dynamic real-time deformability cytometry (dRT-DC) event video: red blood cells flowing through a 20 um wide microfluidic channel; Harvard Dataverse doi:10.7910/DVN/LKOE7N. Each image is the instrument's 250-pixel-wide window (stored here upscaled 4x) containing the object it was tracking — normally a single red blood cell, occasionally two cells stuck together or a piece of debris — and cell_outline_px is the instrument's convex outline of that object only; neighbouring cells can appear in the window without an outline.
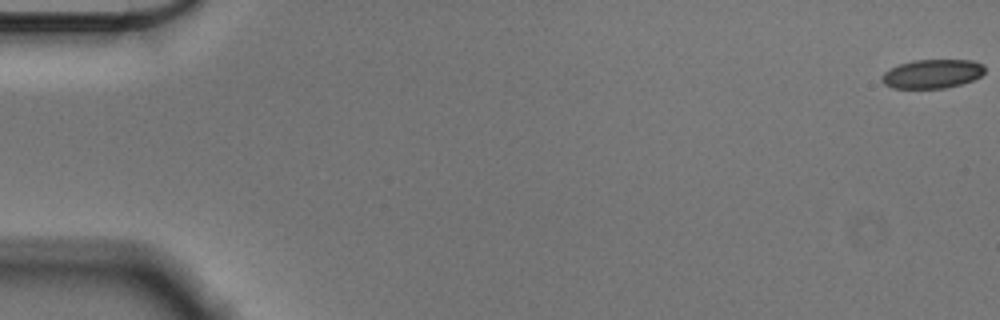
{"species": "Egyptian fruit bat (a non-hibernating species)", "species_latin": "Rousettus aegyptiacus", "temperature_condition": "cold", "stored_images_in_passage": 57, "camera_frame_rate_fps": 3000, "um_per_image_px": 0.085, "animal": {"sex": "male"}, "frame": {"image": 1, "passage_image": 1, "time_ms": 0.0, "image_size_px": [1000, 320], "cell_outline_px": [[984, 72], [980, 76], [972, 80], [960, 84], [944, 88], [892, 88], [884, 84], [880, 80], [880, 76], [884, 72], [900, 64], [912, 60], [972, 60], [984, 64]], "centroid_in_image_um": [79.22, 6.27], "position_along_channel_um": 5.8, "area_um2": 17.34}}
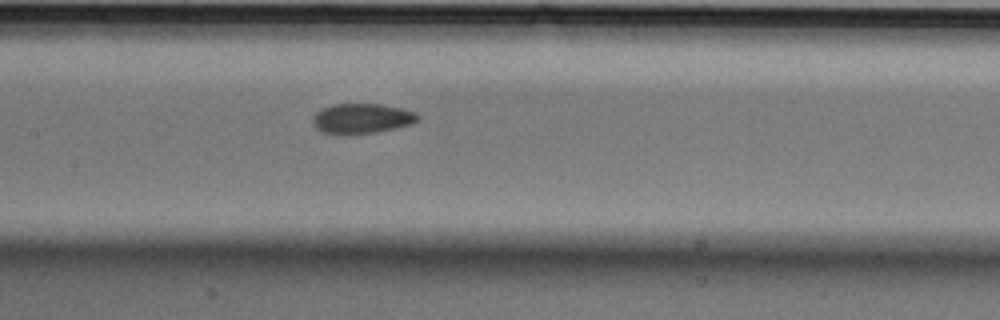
{"frame": {"image": 2, "passage_image": 28, "time_ms": 9.0, "image_size_px": [1000, 320], "cell_outline_px": [[420, 120], [412, 124], [396, 128], [376, 132], [344, 136], [340, 136], [320, 132], [312, 124], [312, 120], [316, 112], [332, 104], [380, 104], [404, 108], [416, 112], [420, 116]], "centroid_in_image_um": [30.76, 10.1], "position_along_channel_um": 176.6, "area_um2": 18.96}}
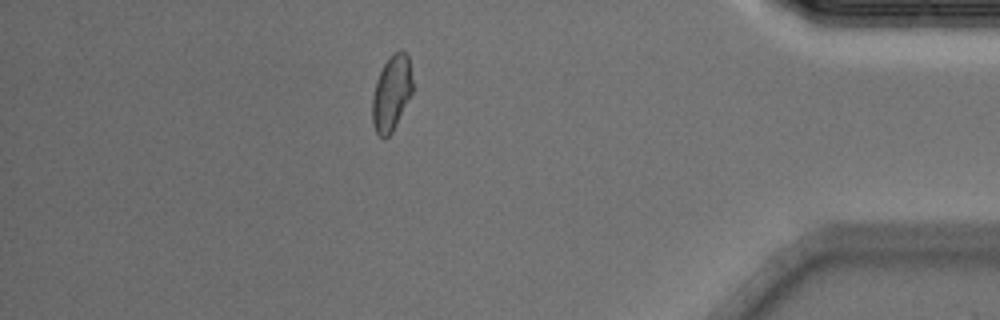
{"frame": {"image": 3, "passage_image": 50, "time_ms": 16.333, "image_size_px": [1000, 320], "cell_outline_px": [[412, 92], [392, 132], [384, 140], [376, 132], [372, 120], [372, 96], [376, 80], [384, 64], [400, 48], [408, 56], [412, 80]], "centroid_in_image_um": [33.26, 7.93], "position_along_channel_um": 401.9, "area_um2": 17.4}, "authors_computed_cell_mechanics": {"area_um2": 18.3226, "velocity_mm_per_s": 3.5817, "shape_relaxation_time_tau1_ms": null, "shape_relaxation_time_tau2_ms": 2.4578, "deformation_change_tau1": null, "deformation_change_tau2": 0.0525}}